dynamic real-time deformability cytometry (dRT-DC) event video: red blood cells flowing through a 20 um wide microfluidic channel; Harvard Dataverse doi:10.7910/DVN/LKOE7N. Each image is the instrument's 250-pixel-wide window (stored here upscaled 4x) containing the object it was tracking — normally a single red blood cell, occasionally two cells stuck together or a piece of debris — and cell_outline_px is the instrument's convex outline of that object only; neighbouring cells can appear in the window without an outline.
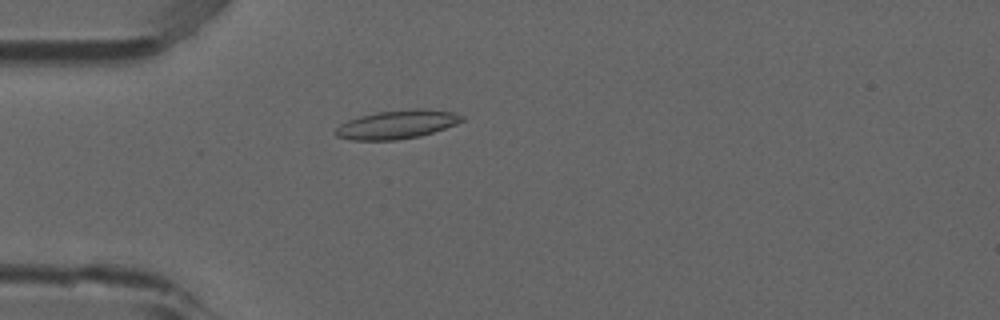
{"species": "common noctule bat (a hibernating species)", "species_latin": "Nyctalus noctula", "temperature_condition": "room temperature", "stored_images_in_passage": 4, "camera_frame_rate_fps": 3000, "um_per_image_px": 0.085, "animal": {"sex": "male", "forearm_length_mm": 52.5}, "frame": {"image": 1, "passage_image": 4, "time_ms": 1.0, "image_size_px": [1000, 320], "cell_outline_px": [[464, 120], [456, 124], [420, 136], [396, 140], [352, 140], [336, 136], [336, 128], [340, 124], [348, 120], [360, 116], [376, 112], [416, 108], [452, 112], [464, 116]], "centroid_in_image_um": [33.73, 10.58], "position_along_channel_um": 51.3, "area_um2": 20.87}}